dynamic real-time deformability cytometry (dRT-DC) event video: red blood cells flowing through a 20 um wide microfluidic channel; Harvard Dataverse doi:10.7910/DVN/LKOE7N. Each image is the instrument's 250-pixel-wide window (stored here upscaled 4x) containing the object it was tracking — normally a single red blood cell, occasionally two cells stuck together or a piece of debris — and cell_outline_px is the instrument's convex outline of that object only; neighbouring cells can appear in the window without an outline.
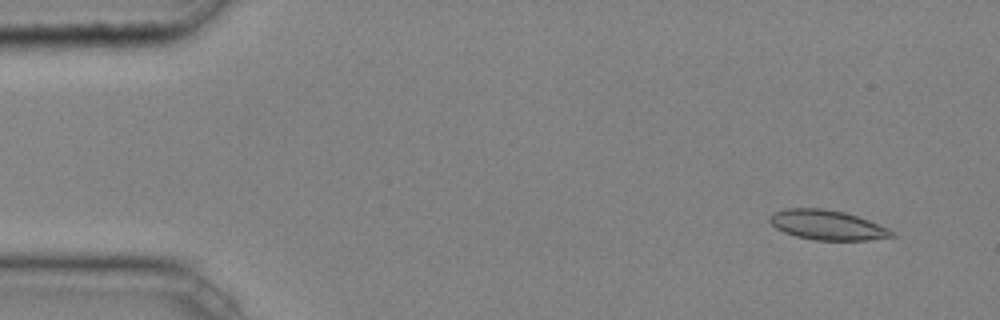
{"species": "common noctule bat (a hibernating species)", "species_latin": "Nyctalus noctula", "temperature_condition": "cold", "stored_images_in_passage": 4, "segment_of_instrument_passage": [2, 2], "camera_frame_rate_fps": 3000, "um_per_image_px": 0.085, "animal": {"sex": "male", "body_mass_g": 20.4}, "frame": {"image": 1, "passage_image": 4, "time_ms": 1.0, "image_size_px": [1000, 320], "cell_outline_px": [[896, 236], [868, 240], [812, 240], [796, 236], [784, 232], [776, 228], [768, 220], [768, 216], [772, 212], [784, 208], [824, 208], [844, 212], [868, 220], [888, 228], [896, 232]], "centroid_in_image_um": [70.29, 19.12], "position_along_channel_um": 14.7, "area_um2": 21.33}}